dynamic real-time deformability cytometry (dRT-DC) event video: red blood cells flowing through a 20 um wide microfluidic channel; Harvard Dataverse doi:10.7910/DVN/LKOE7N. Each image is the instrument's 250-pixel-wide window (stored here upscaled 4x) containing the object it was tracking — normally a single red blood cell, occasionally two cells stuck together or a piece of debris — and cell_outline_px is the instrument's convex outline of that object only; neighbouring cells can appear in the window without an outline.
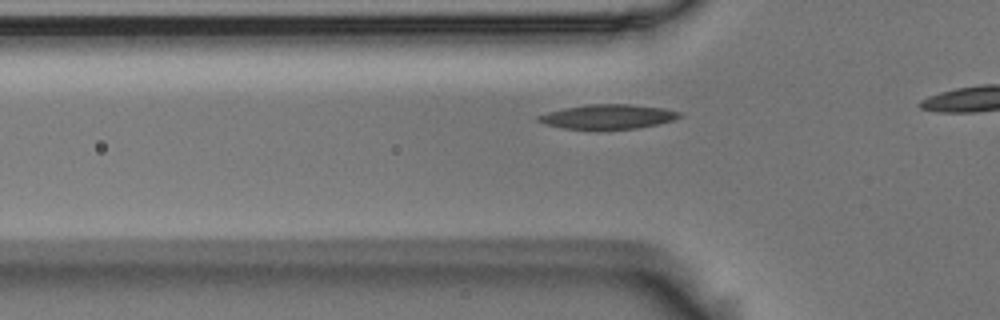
{"species": "Egyptian fruit bat (a non-hibernating species)", "species_latin": "Rousettus aegyptiacus", "temperature_condition": "room temperature", "stored_images_in_passage": 16, "camera_frame_rate_fps": 3000, "um_per_image_px": 0.085, "animal": {"sex": "male"}, "frame": {"image": 1, "passage_image": 10, "time_ms": 3.0, "image_size_px": [1000, 320], "cell_outline_px": [[684, 112], [680, 116], [672, 120], [656, 124], [636, 128], [564, 128], [544, 124], [536, 120], [536, 116], [548, 112], [564, 108], [588, 104], [628, 104], [664, 108]], "centroid_in_image_um": [51.66, 9.89], "position_along_channel_um": 74.1, "area_um2": 19.77}}
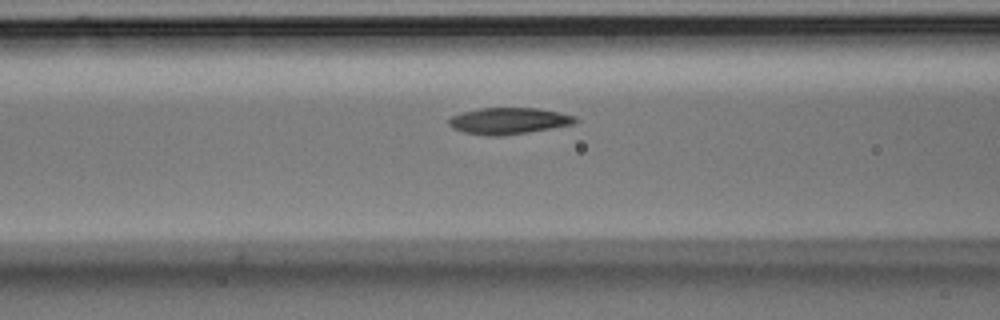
{"frame": {"image": 2, "passage_image": 14, "time_ms": 4.333, "image_size_px": [1000, 320], "cell_outline_px": [[576, 120], [572, 124], [528, 132], [496, 136], [488, 136], [464, 132], [452, 128], [448, 124], [448, 120], [452, 116], [464, 112], [480, 108], [536, 108], [560, 112], [576, 116]], "centroid_in_image_um": [43.21, 10.27], "position_along_channel_um": 123.4, "area_um2": 19.25}}